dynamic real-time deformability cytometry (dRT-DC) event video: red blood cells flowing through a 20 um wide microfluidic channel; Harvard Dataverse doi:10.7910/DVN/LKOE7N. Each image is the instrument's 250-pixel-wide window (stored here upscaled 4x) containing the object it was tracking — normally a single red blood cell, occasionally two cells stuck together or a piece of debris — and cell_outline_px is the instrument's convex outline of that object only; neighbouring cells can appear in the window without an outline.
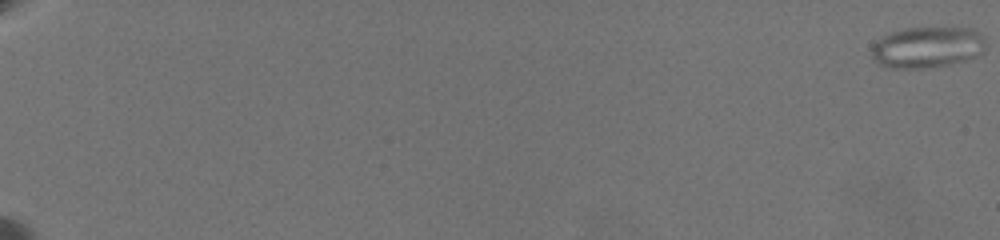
{"species": "common noctule bat (a hibernating species)", "species_latin": "Nyctalus noctula", "temperature_condition": "warm", "stored_images_in_passage": 68, "camera_frame_rate_fps": 3000, "um_per_image_px": 0.085, "animal": {"sex": "female", "body_mass_g": 19.5, "forearm_length_mm": 54.1}, "frame": {"image": 1, "passage_image": 1, "time_ms": 0.0, "image_size_px": [1000, 240], "cell_outline_px": [[984, 52], [976, 56], [964, 60], [948, 64], [924, 68], [888, 68], [880, 64], [872, 56], [872, 44], [876, 40], [888, 32], [904, 28], [972, 28], [980, 32], [984, 36]], "centroid_in_image_um": [78.8, 4.0], "position_along_channel_um": 6.2, "area_um2": 27.46}}
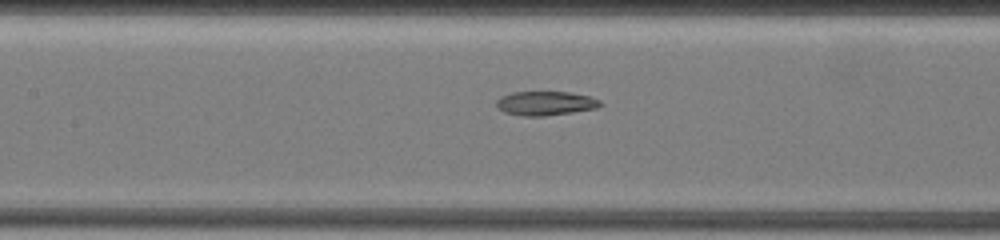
{"frame": {"image": 2, "passage_image": 37, "time_ms": 11.333, "image_size_px": [1000, 240], "cell_outline_px": [[604, 104], [596, 108], [572, 112], [544, 116], [520, 116], [504, 112], [496, 104], [496, 100], [500, 96], [512, 92], [572, 92], [588, 96], [600, 100]], "centroid_in_image_um": [46.36, 8.78], "position_along_channel_um": 161.0, "area_um2": 14.62}}
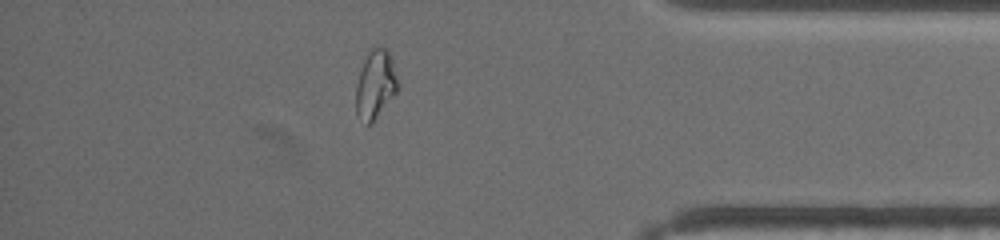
{"frame": {"image": 3, "passage_image": 59, "time_ms": 18.667, "image_size_px": [1000, 240], "cell_outline_px": [[396, 92], [372, 124], [368, 124], [356, 112], [356, 84], [364, 60], [368, 52], [376, 44], [380, 44], [388, 48], [392, 56], [396, 76]], "centroid_in_image_um": [31.91, 7.1], "position_along_channel_um": 403.3, "area_um2": 16.65}, "authors_computed_cell_mechanics": {"area_um2": 19.5364, "velocity_mm_per_s": 3.5918, "shape_relaxation_time_tau1_ms": null, "shape_relaxation_time_tau2_ms": 2.1649, "deformation_change_tau1": null, "deformation_change_tau2": 0.078}}